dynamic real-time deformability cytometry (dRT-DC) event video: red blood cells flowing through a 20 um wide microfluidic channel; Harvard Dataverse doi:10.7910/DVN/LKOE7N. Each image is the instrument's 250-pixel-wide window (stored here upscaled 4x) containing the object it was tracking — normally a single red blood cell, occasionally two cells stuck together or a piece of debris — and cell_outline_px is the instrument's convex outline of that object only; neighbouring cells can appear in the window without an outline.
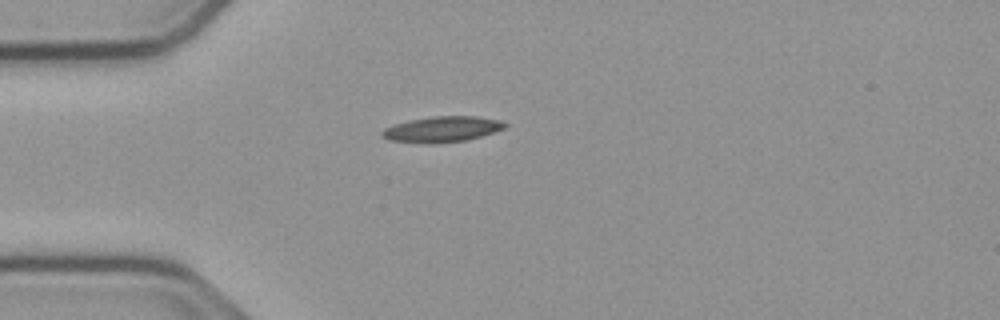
{"species": "common noctule bat (a hibernating species)", "species_latin": "Nyctalus noctula", "temperature_condition": "cold", "stored_images_in_passage": 41, "camera_frame_rate_fps": 3000, "um_per_image_px": 0.085, "animal": {"sex": "male", "body_mass_g": 23.1, "forearm_length_mm": 52.7}, "frame": {"image": 1, "passage_image": 1, "time_ms": 0.0, "image_size_px": [1000, 320], "cell_outline_px": [[508, 124], [504, 128], [468, 140], [436, 144], [424, 144], [388, 140], [380, 136], [380, 132], [384, 128], [396, 124], [412, 120], [432, 116], [476, 116], [500, 120]], "centroid_in_image_um": [37.54, 11.0], "position_along_channel_um": 47.5, "area_um2": 18.5}}
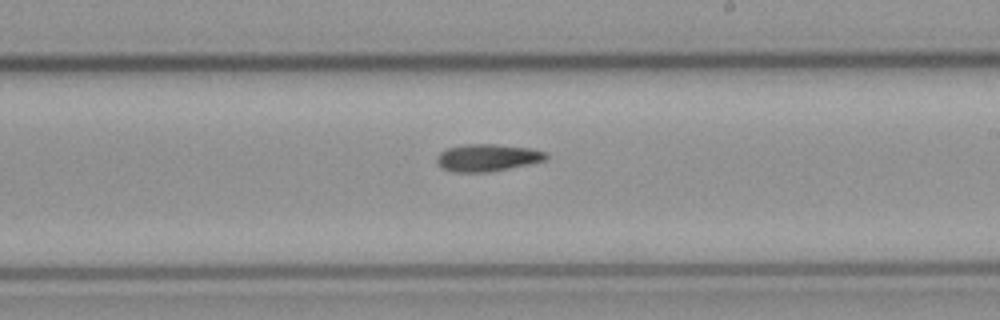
{"frame": {"image": 2, "passage_image": 18, "time_ms": 5.667, "image_size_px": [1000, 320], "cell_outline_px": [[548, 156], [544, 160], [528, 164], [488, 172], [452, 172], [440, 168], [436, 164], [436, 156], [440, 152], [448, 148], [464, 144], [496, 144], [532, 148], [548, 152]], "centroid_in_image_um": [41.39, 13.4], "position_along_channel_um": 247.6, "area_um2": 17.51}}
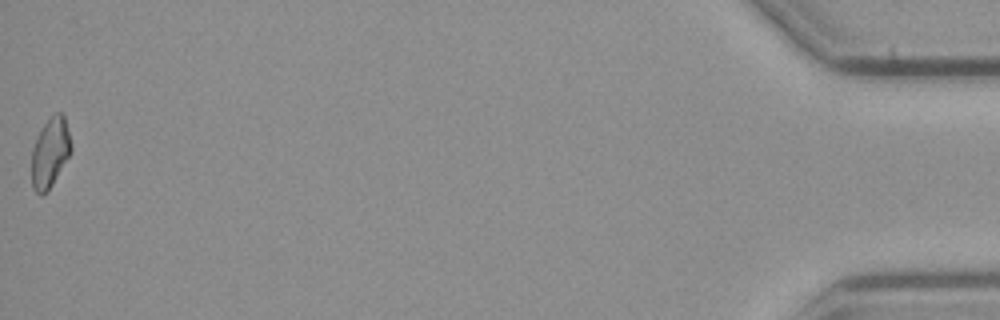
{"frame": {"image": 3, "passage_image": 41, "time_ms": 13.333, "image_size_px": [1000, 320], "cell_outline_px": [[72, 148], [68, 156], [48, 192], [40, 196], [32, 188], [32, 148], [44, 124], [56, 112], [60, 112], [64, 116], [72, 144]], "centroid_in_image_um": [4.25, 13.01], "position_along_channel_um": 430.9, "area_um2": 15.78}}